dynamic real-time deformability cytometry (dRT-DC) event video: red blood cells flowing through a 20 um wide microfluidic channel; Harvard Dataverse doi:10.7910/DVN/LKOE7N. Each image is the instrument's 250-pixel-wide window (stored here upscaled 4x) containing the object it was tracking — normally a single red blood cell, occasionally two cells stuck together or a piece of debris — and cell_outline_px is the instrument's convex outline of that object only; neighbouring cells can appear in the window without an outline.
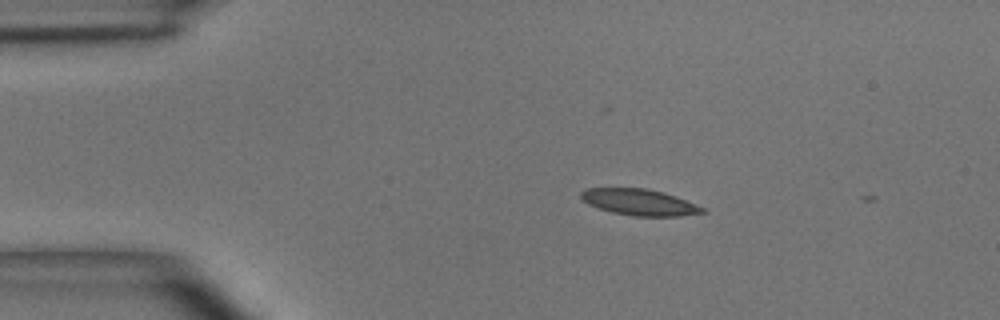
{"species": "common noctule bat (a hibernating species)", "species_latin": "Nyctalus noctula", "temperature_condition": "room temperature", "stored_images_in_passage": 2, "camera_frame_rate_fps": 3000, "um_per_image_px": 0.085, "animal": {"sex": "male", "body_mass_g": 15.6}, "frame": {"image": 1, "passage_image": 1, "time_ms": 0.0, "image_size_px": [1000, 320], "cell_outline_px": [[708, 212], [680, 216], [636, 216], [612, 212], [588, 204], [580, 196], [580, 192], [584, 188], [648, 188], [664, 192], [676, 196], [704, 208]], "centroid_in_image_um": [54.36, 17.18], "position_along_channel_um": 30.6, "area_um2": 18.55}}